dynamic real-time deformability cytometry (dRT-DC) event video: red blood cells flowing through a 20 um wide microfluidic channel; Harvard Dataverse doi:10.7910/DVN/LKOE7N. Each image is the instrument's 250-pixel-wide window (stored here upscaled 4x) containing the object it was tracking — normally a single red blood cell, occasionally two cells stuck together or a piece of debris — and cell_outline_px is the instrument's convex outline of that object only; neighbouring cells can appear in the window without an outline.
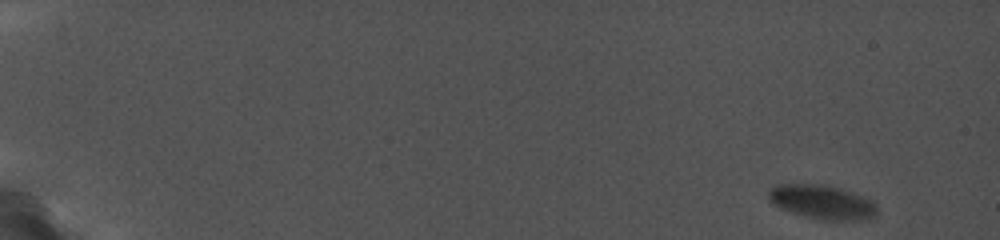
{"species": "common noctule bat (a hibernating species)", "species_latin": "Nyctalus noctula", "temperature_condition": "cold", "stored_images_in_passage": 19, "camera_frame_rate_fps": 5000, "um_per_image_px": 0.085, "animal": {"sex": "female", "body_mass_g": 19.0, "forearm_length_mm": 56.7}, "frame": {"image": 1, "passage_image": 1, "time_ms": 0.0, "image_size_px": [1000, 240], "cell_outline_px": [[876, 216], [868, 220], [820, 220], [804, 216], [780, 208], [768, 196], [768, 188], [776, 184], [824, 184], [840, 188], [852, 192], [872, 200], [876, 204]], "centroid_in_image_um": [69.91, 17.17], "position_along_channel_um": 15.1, "area_um2": 21.68}}
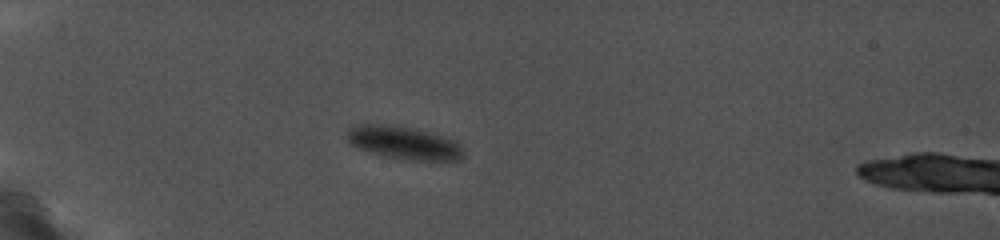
{"frame": {"image": 2, "passage_image": 13, "time_ms": 5.2, "image_size_px": [1000, 240], "cell_outline_px": [[464, 156], [460, 160], [396, 160], [348, 144], [348, 128], [360, 124], [380, 124], [412, 128], [444, 136], [456, 140], [464, 148]], "centroid_in_image_um": [34.37, 12.15], "position_along_channel_um": 50.6, "area_um2": 22.48}}
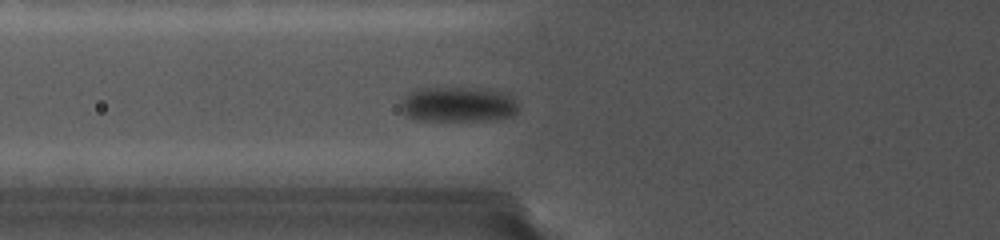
{"frame": {"image": 3, "passage_image": 19, "time_ms": 7.2, "image_size_px": [1000, 240], "cell_outline_px": [[520, 108], [512, 116], [492, 120], [420, 120], [408, 116], [400, 108], [400, 100], [408, 92], [496, 92], [508, 96]], "centroid_in_image_um": [38.92, 9.0], "position_along_channel_um": 86.9, "area_um2": 21.62}}